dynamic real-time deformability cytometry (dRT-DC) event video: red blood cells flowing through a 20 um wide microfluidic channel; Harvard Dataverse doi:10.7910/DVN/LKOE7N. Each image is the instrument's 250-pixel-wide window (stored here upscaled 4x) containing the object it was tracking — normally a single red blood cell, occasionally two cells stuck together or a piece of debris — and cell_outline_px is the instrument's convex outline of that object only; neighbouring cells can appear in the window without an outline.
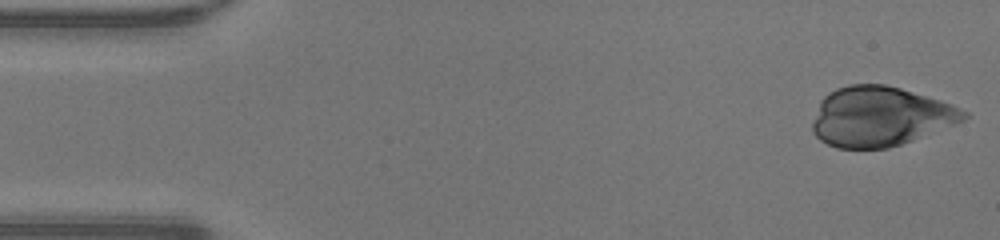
{"species": "human", "species_latin": "Homo sapiens", "temperature_condition": "warm", "stored_images_in_passage": 46, "camera_frame_rate_fps": 3000, "um_per_image_px": 0.085, "donor": {"sex": "male"}, "frame": {"image": 1, "passage_image": 1, "time_ms": 0.0, "image_size_px": [1000, 240], "cell_outline_px": [[968, 116], [964, 120], [956, 124], [912, 140], [888, 148], [836, 148], [820, 140], [812, 132], [812, 124], [820, 100], [828, 92], [836, 88], [848, 84], [884, 84], [900, 88], [940, 100], [952, 104], [968, 112]], "centroid_in_image_um": [74.79, 9.9], "position_along_channel_um": 10.2, "area_um2": 52.54}}
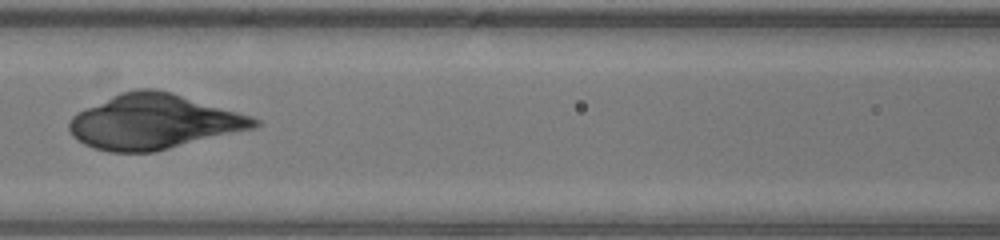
{"frame": {"image": 2, "passage_image": 20, "time_ms": 6.333, "image_size_px": [1000, 240], "cell_outline_px": [[260, 124], [256, 128], [152, 152], [108, 152], [84, 144], [72, 136], [68, 128], [68, 120], [76, 112], [84, 108], [120, 92], [136, 88], [152, 88], [172, 92], [252, 116], [260, 120]], "centroid_in_image_um": [13.05, 10.34], "position_along_channel_um": 153.5, "area_um2": 59.19}}
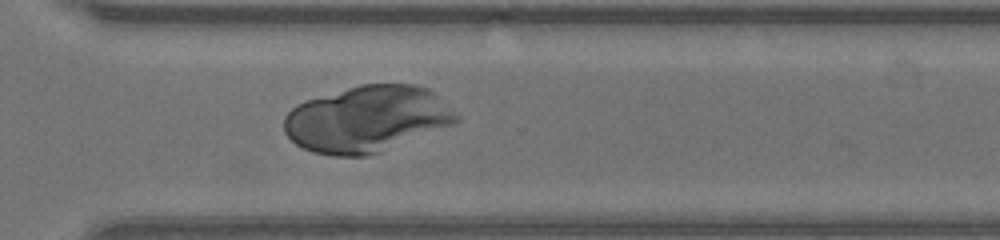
{"frame": {"image": 3, "passage_image": 33, "time_ms": 10.667, "image_size_px": [1000, 240], "cell_outline_px": [[460, 120], [452, 124], [380, 152], [368, 156], [332, 156], [312, 152], [296, 144], [284, 132], [284, 116], [296, 104], [304, 100], [360, 84], [416, 84], [428, 88], [436, 92], [460, 116]], "centroid_in_image_um": [31.19, 10.1], "position_along_channel_um": 339.4, "area_um2": 66.76}}